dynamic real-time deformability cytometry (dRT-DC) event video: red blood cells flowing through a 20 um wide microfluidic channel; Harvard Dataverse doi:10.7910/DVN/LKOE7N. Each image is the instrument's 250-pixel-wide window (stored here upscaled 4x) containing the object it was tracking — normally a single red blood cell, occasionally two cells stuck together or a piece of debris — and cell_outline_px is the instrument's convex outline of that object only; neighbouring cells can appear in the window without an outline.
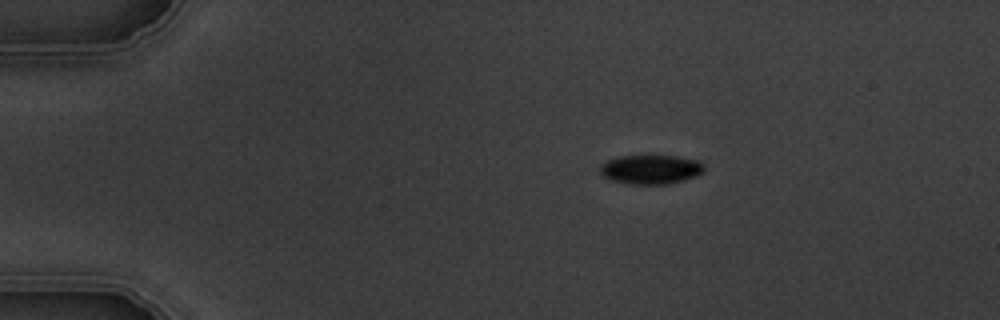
{"species": "common noctule bat (a hibernating species)", "species_latin": "Nyctalus noctula", "temperature_condition": "warm", "stored_images_in_passage": 4, "segment_of_instrument_passage": [1, 2], "camera_frame_rate_fps": 3000, "um_per_image_px": 0.085, "animal": {"sex": "male", "body_mass_g": 19.5, "forearm_length_mm": 54.6}, "frame": {"image": 1, "passage_image": 1, "time_ms": 0.0, "image_size_px": [1000, 320], "cell_outline_px": [[704, 172], [696, 176], [684, 180], [668, 184], [628, 184], [612, 180], [604, 176], [600, 172], [600, 164], [608, 160], [620, 156], [676, 156], [700, 160], [704, 164]], "centroid_in_image_um": [55.35, 14.4], "position_along_channel_um": 29.7, "area_um2": 17.8}}